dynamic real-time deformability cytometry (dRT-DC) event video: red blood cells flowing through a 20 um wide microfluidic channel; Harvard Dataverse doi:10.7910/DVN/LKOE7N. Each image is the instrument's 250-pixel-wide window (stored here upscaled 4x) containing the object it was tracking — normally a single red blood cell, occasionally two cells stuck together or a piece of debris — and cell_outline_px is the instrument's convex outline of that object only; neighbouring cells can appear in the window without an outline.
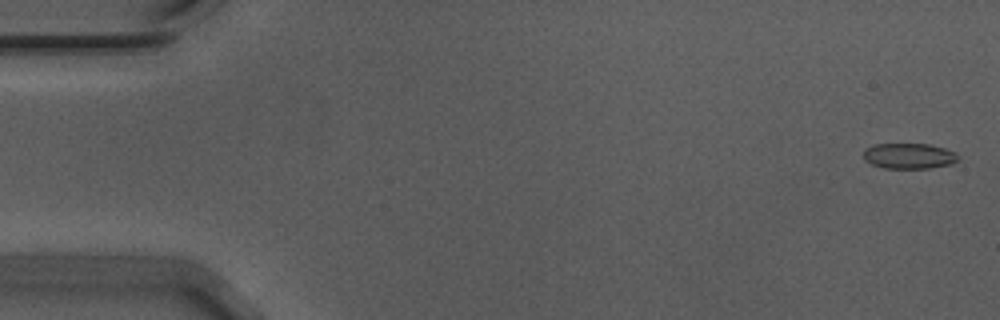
{"species": "Egyptian fruit bat (a non-hibernating species)", "species_latin": "Rousettus aegyptiacus", "temperature_condition": "warm", "stored_images_in_passage": 57, "segment_of_instrument_passage": [1, 2], "camera_frame_rate_fps": 3000, "um_per_image_px": 0.085, "animal": {"sex": "male"}, "frame": {"image": 1, "passage_image": 2, "time_ms": 0.333, "image_size_px": [1000, 320], "cell_outline_px": [[960, 156], [952, 164], [928, 168], [884, 168], [872, 164], [864, 160], [864, 148], [876, 144], [928, 144], [944, 148], [956, 152]], "centroid_in_image_um": [77.27, 13.25], "position_along_channel_um": 7.7, "area_um2": 14.1}}
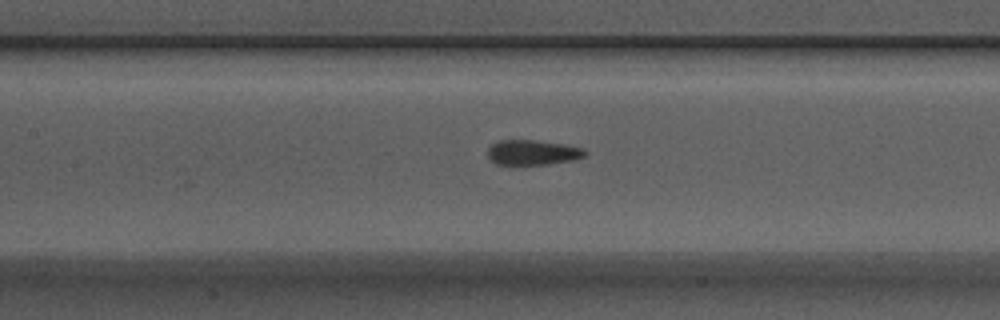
{"frame": {"image": 2, "passage_image": 26, "time_ms": 8.333, "image_size_px": [1000, 320], "cell_outline_px": [[588, 152], [584, 156], [572, 160], [548, 164], [512, 168], [496, 164], [488, 156], [488, 148], [492, 144], [500, 140], [532, 140], [564, 144], [584, 148]], "centroid_in_image_um": [45.23, 13.01], "position_along_channel_um": 162.2, "area_um2": 14.8}}
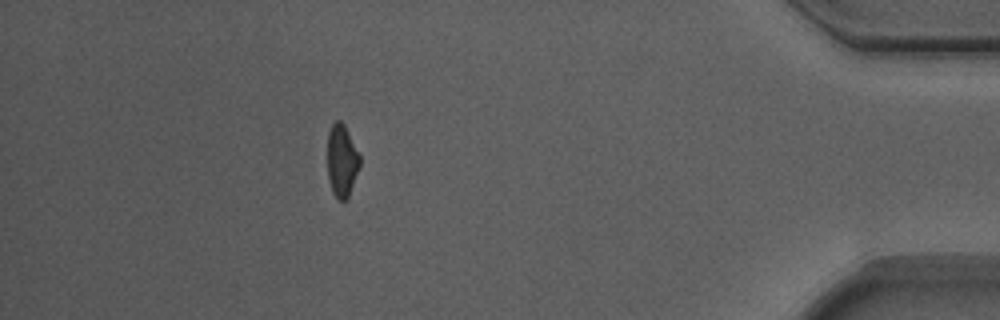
{"frame": {"image": 3, "passage_image": 50, "time_ms": 16.333, "image_size_px": [1000, 320], "cell_outline_px": [[360, 164], [348, 196], [344, 200], [340, 200], [332, 192], [328, 180], [328, 132], [332, 124], [336, 120], [340, 120], [344, 124], [360, 156]], "centroid_in_image_um": [29.04, 13.63], "position_along_channel_um": 406.2, "area_um2": 13.41}}